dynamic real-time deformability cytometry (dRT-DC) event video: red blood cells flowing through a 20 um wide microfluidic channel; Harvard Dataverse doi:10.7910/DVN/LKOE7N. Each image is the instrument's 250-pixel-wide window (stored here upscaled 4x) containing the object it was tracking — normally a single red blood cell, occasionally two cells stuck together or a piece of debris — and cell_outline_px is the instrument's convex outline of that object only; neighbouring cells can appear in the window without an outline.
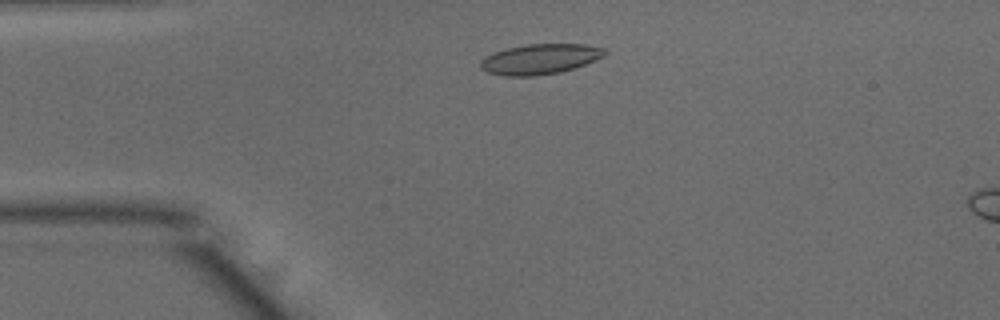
{"species": "common noctule bat (a hibernating species)", "species_latin": "Nyctalus noctula", "temperature_condition": "warm", "stored_images_in_passage": 45, "camera_frame_rate_fps": 3000, "um_per_image_px": 0.085, "animal": {"sex": "male", "body_mass_g": 15.6}, "frame": {"image": 1, "passage_image": 7, "time_ms": 2.0, "image_size_px": [1000, 320], "cell_outline_px": [[608, 52], [604, 56], [584, 64], [560, 72], [536, 76], [504, 76], [488, 72], [480, 68], [480, 60], [496, 52], [508, 48], [528, 44], [584, 44], [604, 48]], "centroid_in_image_um": [45.91, 5.02], "position_along_channel_um": 39.1, "area_um2": 21.68}}
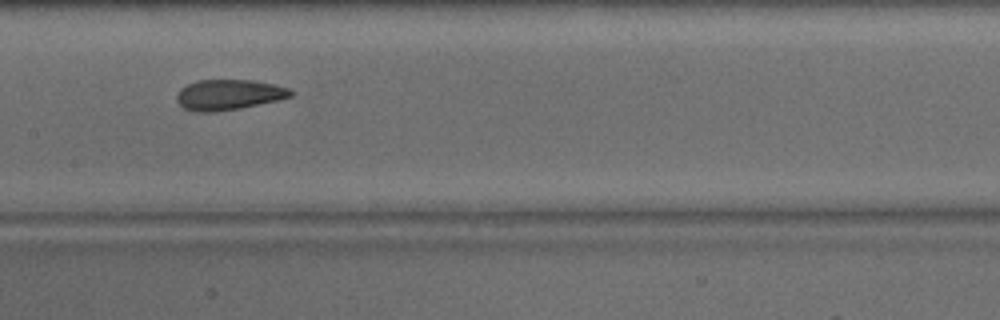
{"frame": {"image": 2, "passage_image": 20, "time_ms": 6.333, "image_size_px": [1000, 320], "cell_outline_px": [[296, 92], [292, 96], [276, 100], [240, 108], [216, 112], [196, 112], [184, 108], [176, 100], [176, 96], [180, 88], [196, 80], [252, 80], [276, 84], [288, 88]], "centroid_in_image_um": [19.44, 8.04], "position_along_channel_um": 188.0, "area_um2": 20.29}}
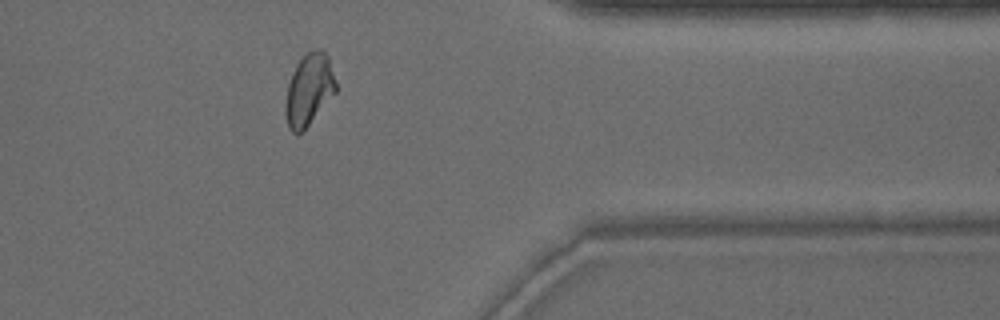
{"frame": {"image": 3, "passage_image": 36, "time_ms": 11.667, "image_size_px": [1000, 320], "cell_outline_px": [[336, 92], [304, 132], [296, 136], [288, 128], [284, 112], [284, 104], [288, 84], [292, 72], [296, 64], [308, 52], [320, 48], [328, 56], [336, 80]], "centroid_in_image_um": [26.24, 7.69], "position_along_channel_um": 385.2, "area_um2": 21.5}, "authors_computed_cell_mechanics": {"area_um2": 21.2704, "velocity_mm_per_s": 4.0012, "shape_relaxation_time_tau1_ms": null, "shape_relaxation_time_tau2_ms": 1.7036, "deformation_change_tau1": null, "deformation_change_tau2": 0.0633}}